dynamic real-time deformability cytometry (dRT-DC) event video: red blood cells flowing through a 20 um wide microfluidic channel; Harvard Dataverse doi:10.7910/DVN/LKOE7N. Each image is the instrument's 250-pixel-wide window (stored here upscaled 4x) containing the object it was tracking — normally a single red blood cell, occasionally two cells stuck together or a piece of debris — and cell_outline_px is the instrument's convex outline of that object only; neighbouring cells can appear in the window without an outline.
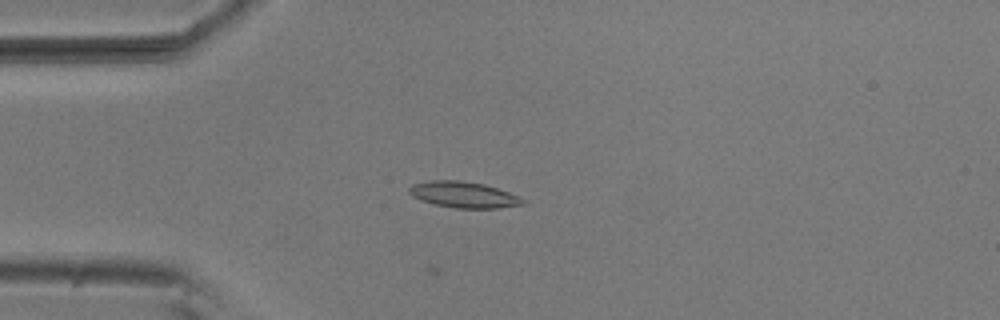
{"species": "common noctule bat (a hibernating species)", "species_latin": "Nyctalus noctula", "temperature_condition": "room temperature", "stored_images_in_passage": 5, "camera_frame_rate_fps": 3000, "um_per_image_px": 0.085, "animal": {"sex": "male", "body_mass_g": 20.5, "forearm_length_mm": 52.5}, "frame": {"image": 1, "passage_image": 5, "time_ms": 1.333, "image_size_px": [1000, 320], "cell_outline_px": [[528, 200], [524, 204], [496, 208], [456, 208], [436, 204], [420, 200], [412, 196], [408, 192], [408, 188], [412, 184], [432, 180], [460, 180], [484, 184], [520, 196]], "centroid_in_image_um": [39.41, 16.54], "position_along_channel_um": 45.6, "area_um2": 17.28}}